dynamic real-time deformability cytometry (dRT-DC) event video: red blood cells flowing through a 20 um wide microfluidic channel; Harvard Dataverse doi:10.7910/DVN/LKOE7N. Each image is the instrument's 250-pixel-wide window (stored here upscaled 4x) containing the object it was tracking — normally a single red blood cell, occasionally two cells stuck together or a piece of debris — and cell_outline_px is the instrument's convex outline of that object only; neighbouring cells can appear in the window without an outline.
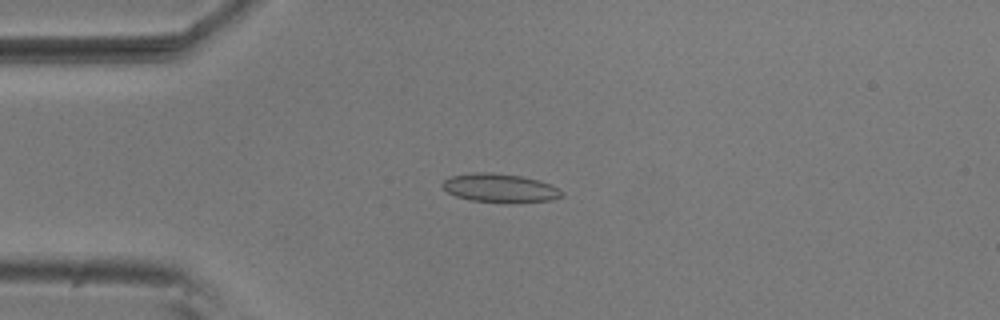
{"species": "common noctule bat (a hibernating species)", "species_latin": "Nyctalus noctula", "temperature_condition": "room temperature", "stored_images_in_passage": 7, "camera_frame_rate_fps": 3000, "um_per_image_px": 0.085, "animal": {"sex": "male", "body_mass_g": 20.5, "forearm_length_mm": 52.5}, "frame": {"image": 1, "passage_image": 4, "time_ms": 1.0, "image_size_px": [1000, 320], "cell_outline_px": [[564, 196], [552, 200], [472, 200], [456, 196], [448, 192], [440, 184], [444, 180], [452, 176], [476, 172], [492, 172], [520, 176], [552, 184], [564, 192]], "centroid_in_image_um": [42.48, 15.93], "position_along_channel_um": 42.5, "area_um2": 19.02}}
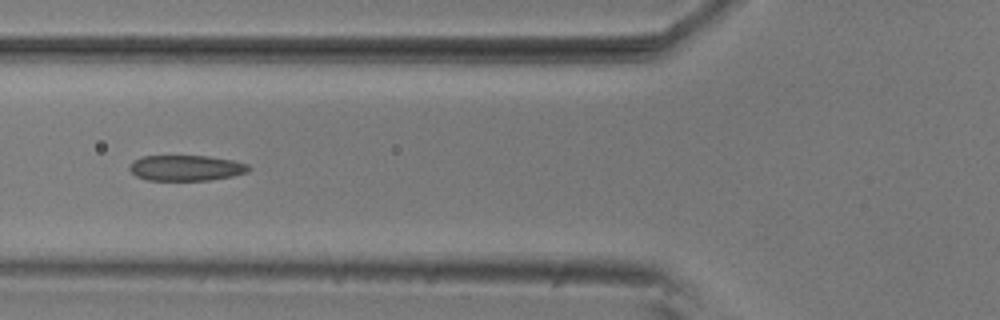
{"frame": {"image": 2, "passage_image": 6, "time_ms": 1.667, "image_size_px": [1000, 320], "cell_outline_px": [[252, 168], [248, 172], [232, 176], [208, 180], [148, 180], [136, 176], [128, 168], [140, 156], [208, 156], [232, 160], [248, 164]], "centroid_in_image_um": [15.85, 14.27], "position_along_channel_um": 110.0, "area_um2": 17.69}}
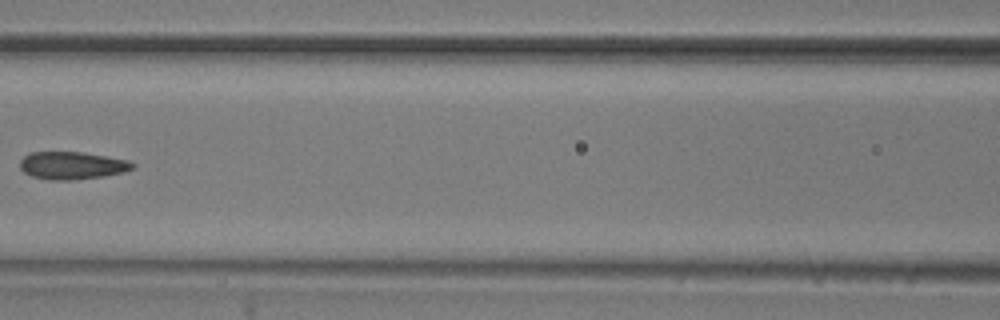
{"frame": {"image": 3, "passage_image": 7, "time_ms": 2.0, "image_size_px": [1000, 320], "cell_outline_px": [[136, 164], [132, 168], [124, 172], [104, 176], [72, 180], [48, 180], [32, 176], [24, 172], [20, 168], [20, 160], [28, 152], [80, 152], [128, 160]], "centroid_in_image_um": [6.1, 14.07], "position_along_channel_um": 160.5, "area_um2": 18.09}}